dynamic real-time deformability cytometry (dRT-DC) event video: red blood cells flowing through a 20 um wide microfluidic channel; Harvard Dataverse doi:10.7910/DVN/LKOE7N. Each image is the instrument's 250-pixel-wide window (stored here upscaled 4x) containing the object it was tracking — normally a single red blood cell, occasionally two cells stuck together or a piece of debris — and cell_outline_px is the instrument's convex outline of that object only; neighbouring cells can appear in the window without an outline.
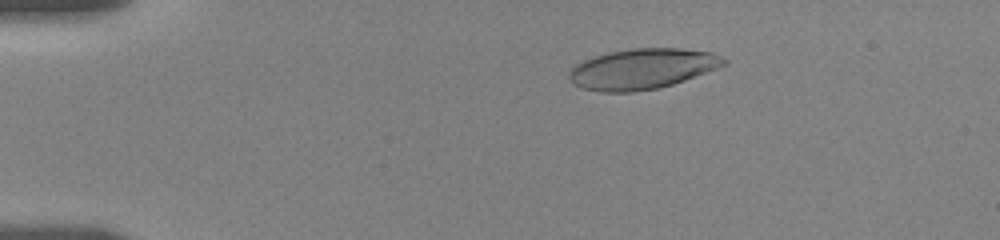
{"species": "human", "species_latin": "Homo sapiens", "temperature_condition": "room temperature", "stored_images_in_passage": 22, "camera_frame_rate_fps": 3000, "um_per_image_px": 0.085, "donor": {"sex": "female"}, "frame": {"image": 1, "passage_image": 9, "time_ms": 3.0, "image_size_px": [1000, 240], "cell_outline_px": [[728, 64], [684, 80], [672, 84], [656, 88], [632, 92], [604, 92], [584, 88], [576, 84], [568, 76], [568, 72], [576, 64], [592, 56], [608, 52], [632, 48], [680, 48], [712, 52], [728, 60]], "centroid_in_image_um": [54.61, 5.83], "position_along_channel_um": 30.4, "area_um2": 36.3}}
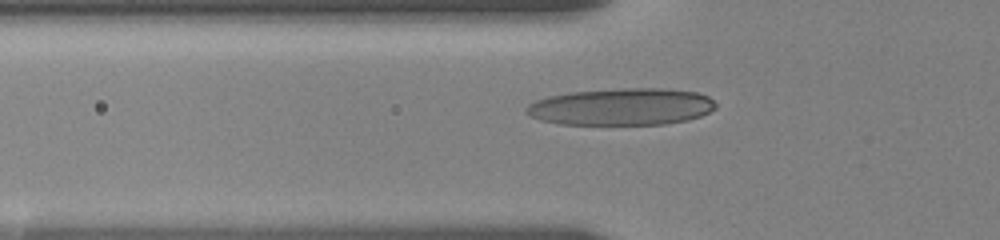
{"frame": {"image": 2, "passage_image": 20, "time_ms": 6.0, "image_size_px": [1000, 240], "cell_outline_px": [[716, 108], [700, 116], [688, 120], [664, 124], [560, 124], [540, 120], [528, 116], [524, 112], [524, 108], [528, 104], [536, 100], [548, 96], [572, 92], [624, 88], [660, 88], [696, 92], [708, 96], [716, 104]], "centroid_in_image_um": [52.79, 9.07], "position_along_channel_um": 73.0, "area_um2": 40.86}}